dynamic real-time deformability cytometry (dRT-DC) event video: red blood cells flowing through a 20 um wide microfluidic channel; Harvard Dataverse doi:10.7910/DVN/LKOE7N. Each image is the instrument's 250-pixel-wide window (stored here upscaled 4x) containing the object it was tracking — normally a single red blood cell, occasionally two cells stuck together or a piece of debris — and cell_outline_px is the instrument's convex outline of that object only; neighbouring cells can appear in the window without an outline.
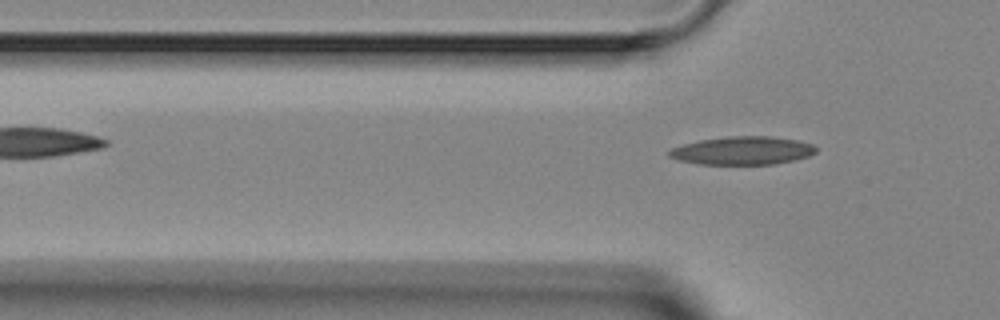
{"species": "Egyptian fruit bat (a non-hibernating species)", "species_latin": "Rousettus aegyptiacus", "temperature_condition": "room temperature", "stored_images_in_passage": 3, "camera_frame_rate_fps": 3000, "um_per_image_px": 0.085, "animal": {"sex": "female"}, "frame": {"image": 1, "passage_image": 3, "time_ms": 2.333, "image_size_px": [1000, 320], "cell_outline_px": [[816, 152], [808, 156], [796, 160], [776, 164], [696, 164], [680, 160], [668, 156], [664, 152], [668, 148], [700, 140], [728, 136], [768, 136], [796, 140], [812, 144], [816, 148]], "centroid_in_image_um": [63.06, 12.8], "position_along_channel_um": 62.7, "area_um2": 24.28}}